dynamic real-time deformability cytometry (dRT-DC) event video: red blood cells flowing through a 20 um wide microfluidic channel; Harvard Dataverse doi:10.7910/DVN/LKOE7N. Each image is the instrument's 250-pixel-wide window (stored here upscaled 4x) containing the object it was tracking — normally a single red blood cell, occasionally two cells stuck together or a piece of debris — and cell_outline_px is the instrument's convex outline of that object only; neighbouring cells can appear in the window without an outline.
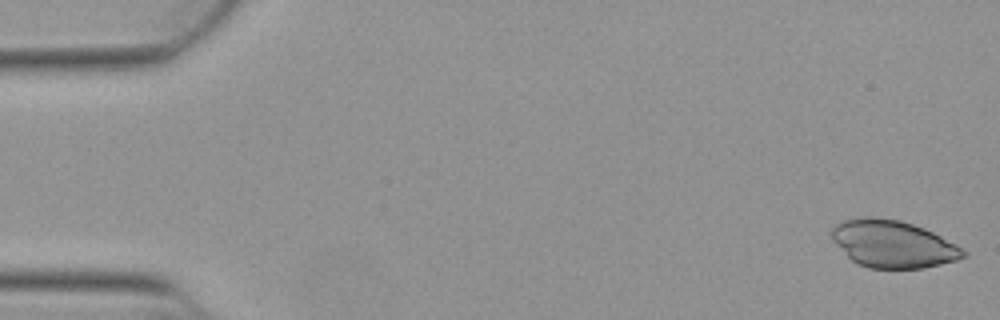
{"species": "Egyptian fruit bat (a non-hibernating species)", "species_latin": "Rousettus aegyptiacus", "temperature_condition": "warm", "stored_images_in_passage": 52, "camera_frame_rate_fps": 3000, "um_per_image_px": 0.085, "animal": {"sex": "female"}, "frame": {"image": 1, "passage_image": 1, "time_ms": 0.0, "image_size_px": [1000, 320], "cell_outline_px": [[968, 256], [956, 260], [924, 268], [868, 268], [856, 264], [832, 240], [832, 228], [836, 224], [844, 220], [868, 216], [900, 220], [924, 228], [956, 244], [968, 252]], "centroid_in_image_um": [75.91, 20.74], "position_along_channel_um": 9.1, "area_um2": 36.13}}